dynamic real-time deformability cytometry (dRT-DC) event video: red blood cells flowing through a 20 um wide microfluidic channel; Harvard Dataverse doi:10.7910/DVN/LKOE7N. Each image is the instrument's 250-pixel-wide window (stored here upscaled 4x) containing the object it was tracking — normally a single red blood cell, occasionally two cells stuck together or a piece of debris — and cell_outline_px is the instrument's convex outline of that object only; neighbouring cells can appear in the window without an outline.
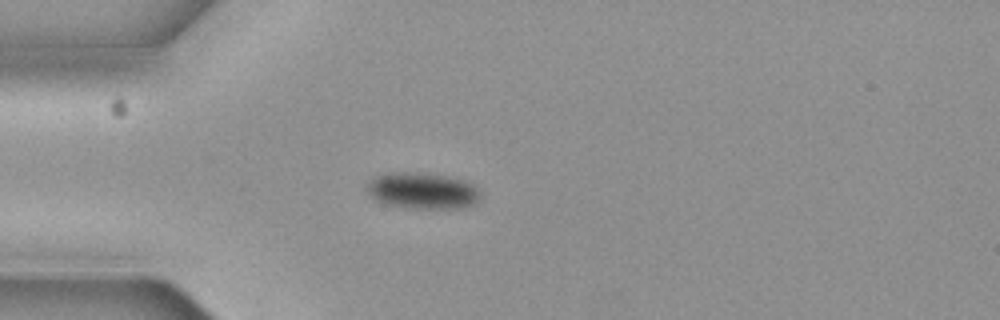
{"species": "common noctule bat (a hibernating species)", "species_latin": "Nyctalus noctula", "temperature_condition": "cold", "stored_images_in_passage": 6, "camera_frame_rate_fps": 3000, "um_per_image_px": 0.085, "animal": {"sex": "female", "body_mass_g": 19.3, "forearm_length_mm": 54.1}, "frame": {"image": 1, "passage_image": 3, "time_ms": 0.667, "image_size_px": [1000, 320], "cell_outline_px": [[476, 200], [472, 204], [464, 208], [408, 208], [384, 204], [376, 200], [364, 188], [364, 184], [372, 176], [384, 172], [416, 172], [448, 176], [464, 180], [472, 184], [476, 188]], "centroid_in_image_um": [35.77, 16.19], "position_along_channel_um": 49.2, "area_um2": 24.16}}
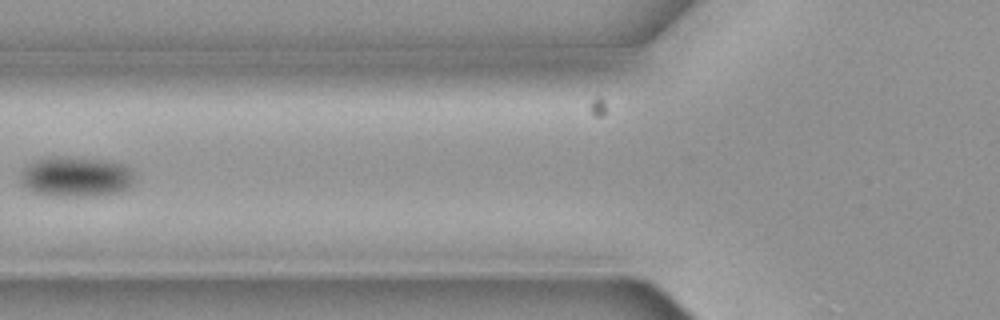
{"frame": {"image": 2, "passage_image": 5, "time_ms": 1.333, "image_size_px": [1000, 320], "cell_outline_px": [[132, 184], [128, 188], [116, 192], [96, 196], [48, 196], [36, 192], [28, 188], [20, 180], [20, 172], [28, 164], [52, 156], [64, 156], [104, 160], [124, 164], [132, 172]], "centroid_in_image_um": [6.44, 15.02], "position_along_channel_um": 119.4, "area_um2": 26.53}}
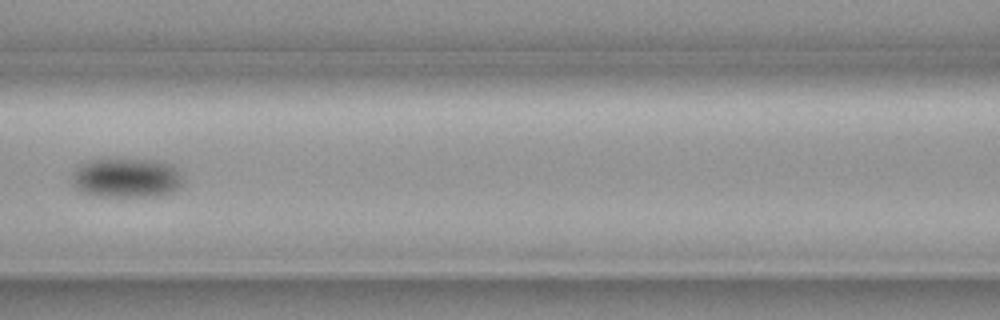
{"frame": {"image": 3, "passage_image": 6, "time_ms": 1.667, "image_size_px": [1000, 320], "cell_outline_px": [[184, 180], [180, 188], [172, 192], [156, 196], [100, 196], [84, 192], [76, 188], [72, 184], [72, 172], [76, 164], [100, 156], [120, 156], [156, 160], [172, 164], [180, 172]], "centroid_in_image_um": [10.71, 15.04], "position_along_channel_um": 155.9, "area_um2": 27.05}}